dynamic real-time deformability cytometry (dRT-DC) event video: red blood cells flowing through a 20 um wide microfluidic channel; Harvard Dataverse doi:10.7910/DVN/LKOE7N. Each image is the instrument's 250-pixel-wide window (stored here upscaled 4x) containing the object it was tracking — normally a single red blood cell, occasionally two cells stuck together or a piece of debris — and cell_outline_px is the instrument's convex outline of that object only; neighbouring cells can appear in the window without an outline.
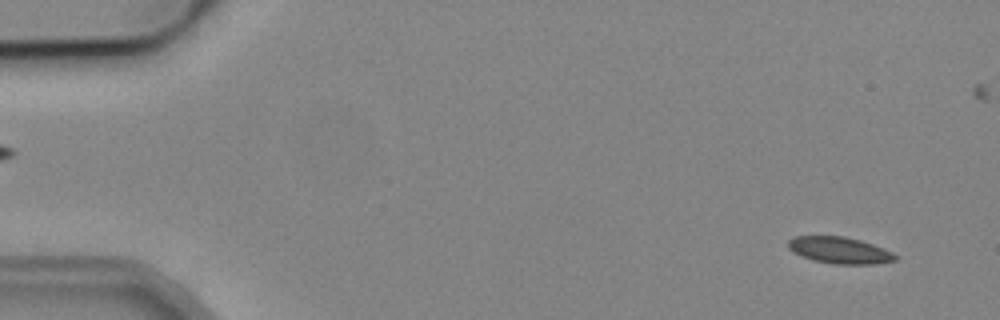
{"species": "common noctule bat (a hibernating species)", "species_latin": "Nyctalus noctula", "temperature_condition": "cold", "stored_images_in_passage": 2, "camera_frame_rate_fps": 3000, "um_per_image_px": 0.085, "animal": {"sex": "male", "body_mass_g": 19.2, "forearm_length_mm": 51.8}, "frame": {"image": 1, "passage_image": 2, "time_ms": 1.333, "image_size_px": [1000, 320], "cell_outline_px": [[900, 256], [896, 260], [876, 264], [836, 264], [812, 260], [800, 256], [788, 248], [788, 240], [796, 236], [844, 236], [860, 240], [884, 248]], "centroid_in_image_um": [71.39, 21.27], "position_along_channel_um": 13.6, "area_um2": 16.7}}